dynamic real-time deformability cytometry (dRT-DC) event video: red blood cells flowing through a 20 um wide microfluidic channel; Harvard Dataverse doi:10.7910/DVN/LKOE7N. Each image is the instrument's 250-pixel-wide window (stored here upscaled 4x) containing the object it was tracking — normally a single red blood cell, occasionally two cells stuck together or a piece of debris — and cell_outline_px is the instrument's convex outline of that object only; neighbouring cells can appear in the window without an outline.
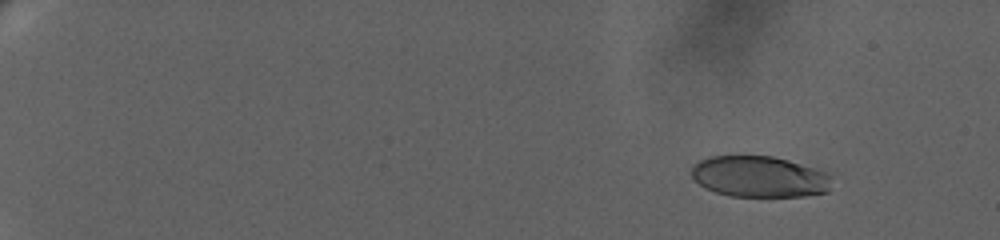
{"species": "human", "species_latin": "Homo sapiens", "temperature_condition": "warm", "stored_images_in_passage": 68, "camera_frame_rate_fps": 3000, "um_per_image_px": 0.085, "donor": {"sex": "female"}, "frame": {"image": 1, "passage_image": 9, "time_ms": 2.667, "image_size_px": [1000, 240], "cell_outline_px": [[832, 176], [828, 192], [804, 196], [728, 196], [704, 188], [692, 176], [692, 164], [700, 160], [712, 156], [772, 156], [788, 160], [828, 172]], "centroid_in_image_um": [64.56, 15.02], "position_along_channel_um": 20.4, "area_um2": 33.7}}
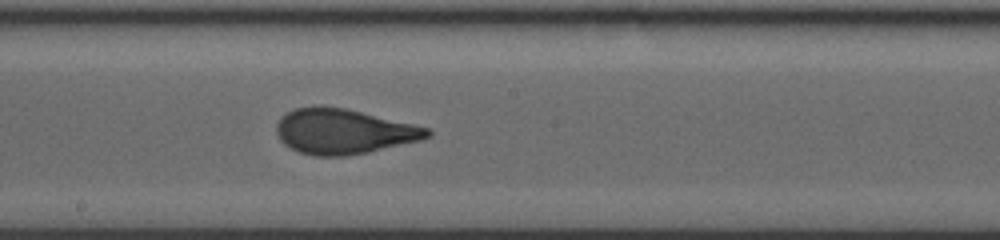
{"frame": {"image": 2, "passage_image": 43, "time_ms": 14.0, "image_size_px": [1000, 240], "cell_outline_px": [[432, 136], [424, 140], [368, 152], [344, 156], [312, 156], [300, 152], [284, 144], [280, 140], [276, 132], [276, 124], [280, 116], [296, 108], [320, 104], [344, 108], [412, 124], [428, 128], [432, 132]], "centroid_in_image_um": [29.19, 11.17], "position_along_channel_um": 219.0, "area_um2": 39.82}}
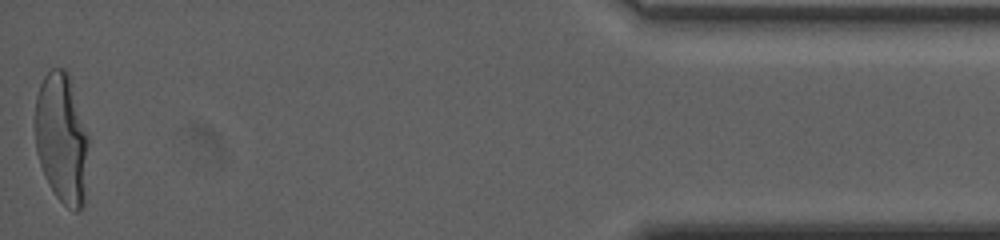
{"frame": {"image": 3, "passage_image": 68, "time_ms": 22.333, "image_size_px": [1000, 240], "cell_outline_px": [[88, 144], [84, 204], [76, 212], [68, 208], [56, 196], [48, 184], [44, 176], [36, 152], [36, 96], [40, 84], [44, 76], [52, 68], [64, 68], [68, 72], [88, 136]], "centroid_in_image_um": [5.24, 11.78], "position_along_channel_um": 430.0, "area_um2": 40.34}, "authors_computed_cell_mechanics": {"area_um2": 38.1191, "velocity_mm_per_s": 3.3129, "shape_relaxation_time_tau1_ms": 5.8412, "shape_relaxation_time_tau2_ms": null, "deformation_change_tau1": 0.2377, "deformation_change_tau2": null}}